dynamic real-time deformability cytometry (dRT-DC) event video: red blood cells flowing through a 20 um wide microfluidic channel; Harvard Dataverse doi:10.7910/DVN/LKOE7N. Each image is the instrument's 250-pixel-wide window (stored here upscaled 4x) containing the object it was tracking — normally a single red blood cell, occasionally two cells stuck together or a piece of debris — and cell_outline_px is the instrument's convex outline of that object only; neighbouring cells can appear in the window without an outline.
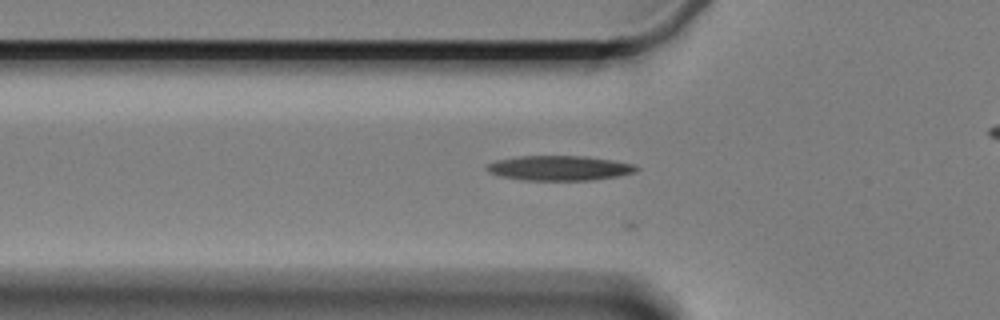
{"species": "Egyptian fruit bat (a non-hibernating species)", "species_latin": "Rousettus aegyptiacus", "temperature_condition": "cold", "stored_images_in_passage": 7, "camera_frame_rate_fps": 3000, "um_per_image_px": 0.085, "animal": {"sex": "female"}, "frame": {"image": 1, "passage_image": 2, "time_ms": 0.333, "image_size_px": [1000, 320], "cell_outline_px": [[640, 168], [636, 172], [620, 176], [592, 180], [520, 180], [500, 176], [488, 172], [484, 168], [488, 164], [496, 160], [520, 156], [584, 156], [612, 160], [632, 164]], "centroid_in_image_um": [47.53, 14.29], "position_along_channel_um": 78.3, "area_um2": 21.73}}
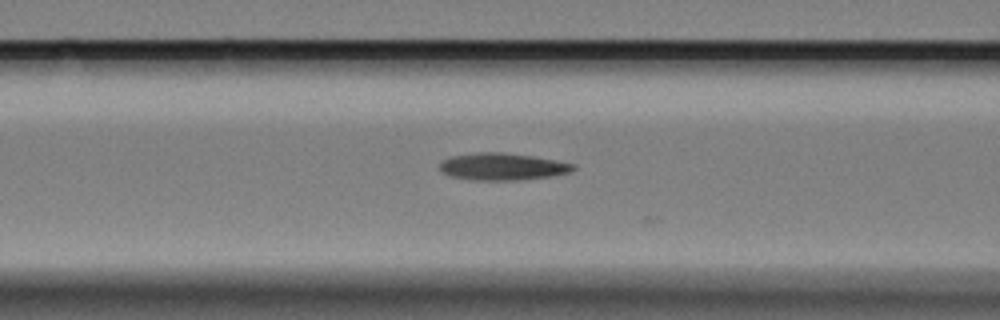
{"frame": {"image": 2, "passage_image": 6, "time_ms": 1.667, "image_size_px": [1000, 320], "cell_outline_px": [[576, 168], [572, 172], [552, 176], [524, 180], [468, 180], [448, 176], [440, 168], [440, 160], [452, 156], [476, 152], [504, 152], [532, 156], [576, 164]], "centroid_in_image_um": [42.71, 14.17], "position_along_channel_um": 123.9, "area_um2": 21.39}}